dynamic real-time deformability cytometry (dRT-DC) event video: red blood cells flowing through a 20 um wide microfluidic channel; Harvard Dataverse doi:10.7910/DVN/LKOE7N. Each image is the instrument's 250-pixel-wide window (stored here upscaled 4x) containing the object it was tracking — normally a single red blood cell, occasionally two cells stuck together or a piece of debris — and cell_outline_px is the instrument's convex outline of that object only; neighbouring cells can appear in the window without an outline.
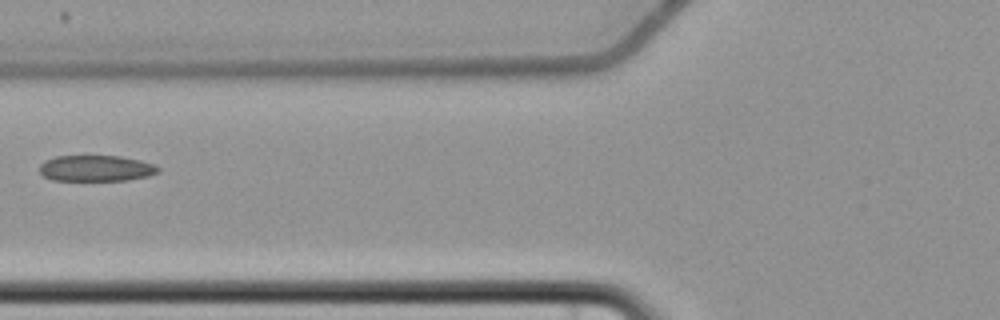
{"species": "common noctule bat (a hibernating species)", "species_latin": "Nyctalus noctula", "temperature_condition": "cold", "stored_images_in_passage": 4, "camera_frame_rate_fps": 3000, "um_per_image_px": 0.085, "animal": {"sex": "female", "body_mass_g": 22.7, "forearm_length_mm": 54.2}, "frame": {"image": 1, "passage_image": 4, "time_ms": 3.667, "image_size_px": [1000, 320], "cell_outline_px": [[160, 172], [148, 176], [128, 180], [52, 180], [44, 176], [40, 172], [40, 164], [44, 160], [56, 156], [120, 156], [140, 160], [152, 164], [160, 168]], "centroid_in_image_um": [8.16, 14.3], "position_along_channel_um": 117.6, "area_um2": 17.98}}